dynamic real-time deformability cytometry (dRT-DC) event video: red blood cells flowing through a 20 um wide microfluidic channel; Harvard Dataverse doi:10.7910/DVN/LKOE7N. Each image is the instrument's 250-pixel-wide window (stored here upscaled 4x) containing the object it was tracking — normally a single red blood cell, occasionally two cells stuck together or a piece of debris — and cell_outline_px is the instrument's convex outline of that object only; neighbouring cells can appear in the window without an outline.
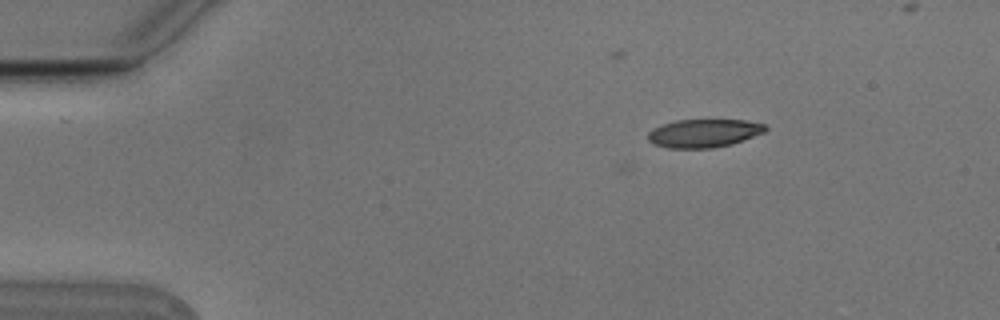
{"species": "Egyptian fruit bat (a non-hibernating species)", "species_latin": "Rousettus aegyptiacus", "temperature_condition": "cold", "stored_images_in_passage": 5, "camera_frame_rate_fps": 3000, "um_per_image_px": 0.085, "animal": {"sex": "male"}, "frame": {"image": 1, "passage_image": 1, "time_ms": 0.0, "image_size_px": [1000, 320], "cell_outline_px": [[768, 128], [764, 132], [732, 144], [712, 148], [668, 148], [652, 144], [648, 140], [648, 132], [652, 128], [676, 120], [744, 120], [764, 124]], "centroid_in_image_um": [59.79, 11.33], "position_along_channel_um": 25.2, "area_um2": 19.31}}
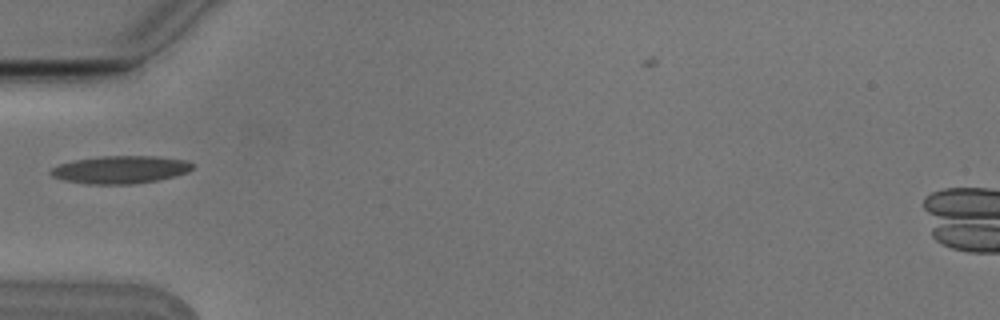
{"frame": {"image": 2, "passage_image": 4, "time_ms": 1.0, "image_size_px": [1000, 320], "cell_outline_px": [[192, 168], [188, 172], [156, 180], [132, 184], [88, 184], [64, 180], [52, 176], [48, 172], [52, 168], [60, 164], [72, 160], [100, 156], [160, 156], [188, 160], [192, 164]], "centroid_in_image_um": [10.21, 14.41], "position_along_channel_um": 74.8, "area_um2": 22.89}}